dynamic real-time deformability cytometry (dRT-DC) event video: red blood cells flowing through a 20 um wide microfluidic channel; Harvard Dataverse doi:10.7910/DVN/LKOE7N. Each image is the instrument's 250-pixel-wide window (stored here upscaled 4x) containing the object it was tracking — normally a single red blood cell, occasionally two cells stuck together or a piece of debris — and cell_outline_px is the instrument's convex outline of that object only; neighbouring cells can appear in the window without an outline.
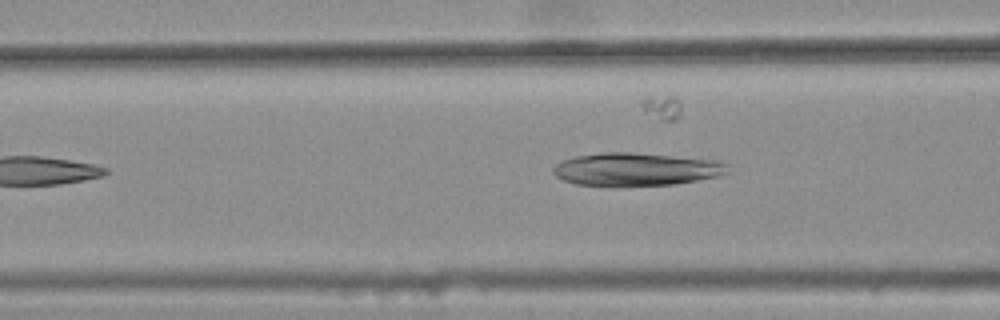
{"species": "common noctule bat (a hibernating species)", "species_latin": "Nyctalus noctula", "temperature_condition": "warm", "stored_images_in_passage": 6, "camera_frame_rate_fps": 3000, "um_per_image_px": 0.085, "animal": {"sex": "female", "body_mass_g": 25.1}, "frame": {"image": 1, "passage_image": 6, "time_ms": 1.667, "image_size_px": [1000, 320], "cell_outline_px": [[728, 172], [716, 176], [696, 180], [672, 184], [576, 184], [564, 180], [556, 176], [552, 172], [552, 168], [560, 160], [576, 156], [604, 152], [628, 152], [720, 160], [728, 164]], "centroid_in_image_um": [54.06, 14.35], "position_along_channel_um": 112.5, "area_um2": 32.77}}